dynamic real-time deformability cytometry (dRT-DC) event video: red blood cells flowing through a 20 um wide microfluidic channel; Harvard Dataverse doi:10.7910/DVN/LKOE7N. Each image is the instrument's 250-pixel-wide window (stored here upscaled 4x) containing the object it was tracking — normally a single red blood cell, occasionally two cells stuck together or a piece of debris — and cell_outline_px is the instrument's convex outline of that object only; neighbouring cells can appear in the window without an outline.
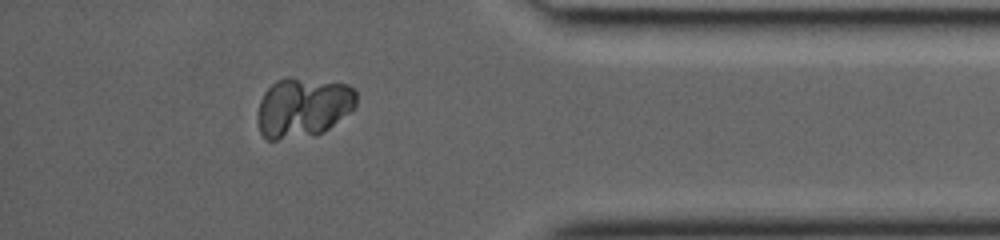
{"species": "common noctule bat (a hibernating species)", "species_latin": "Nyctalus noctula", "temperature_condition": "room temperature", "stored_images_in_passage": 26, "camera_frame_rate_fps": 3000, "um_per_image_px": 0.085, "animal": {"sex": "female", "body_mass_g": 19.0, "forearm_length_mm": 53.3}, "frame": {"image": 1, "passage_image": 22, "time_ms": 7.0, "image_size_px": [1000, 240], "cell_outline_px": [[356, 108], [324, 132], [316, 136], [276, 140], [268, 140], [260, 132], [260, 100], [264, 92], [276, 80], [288, 76], [348, 84], [356, 92]], "centroid_in_image_um": [25.8, 9.13], "position_along_channel_um": 409.4, "area_um2": 34.56}}